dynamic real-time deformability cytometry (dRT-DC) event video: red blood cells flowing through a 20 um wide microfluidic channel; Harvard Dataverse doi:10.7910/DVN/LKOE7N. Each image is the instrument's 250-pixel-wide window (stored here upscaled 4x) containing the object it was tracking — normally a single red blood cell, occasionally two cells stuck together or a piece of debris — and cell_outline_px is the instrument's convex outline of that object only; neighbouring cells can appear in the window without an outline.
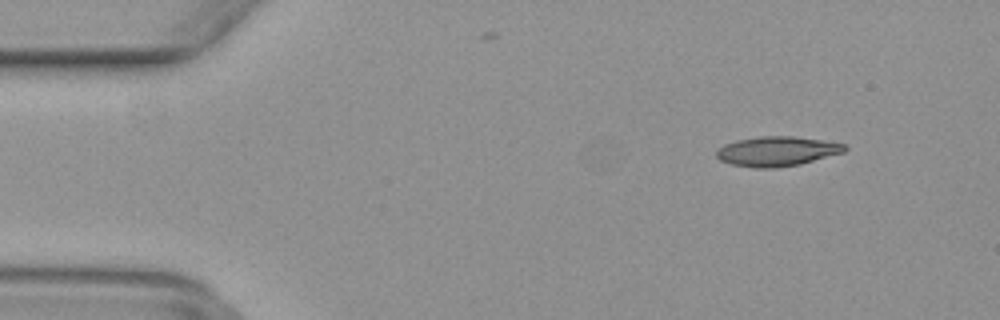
{"species": "common noctule bat (a hibernating species)", "species_latin": "Nyctalus noctula", "temperature_condition": "warm", "stored_images_in_passage": 48, "camera_frame_rate_fps": 3000, "um_per_image_px": 0.085, "animal": {"sex": "female", "body_mass_g": 29.2, "forearm_length_mm": 56.3}, "frame": {"image": 1, "passage_image": 4, "time_ms": 1.0, "image_size_px": [1000, 320], "cell_outline_px": [[848, 148], [844, 152], [800, 164], [776, 168], [756, 168], [732, 164], [720, 160], [716, 156], [716, 152], [724, 144], [736, 140], [760, 136], [792, 136], [820, 140], [844, 144]], "centroid_in_image_um": [66.03, 12.86], "position_along_channel_um": 19.0, "area_um2": 22.02}}
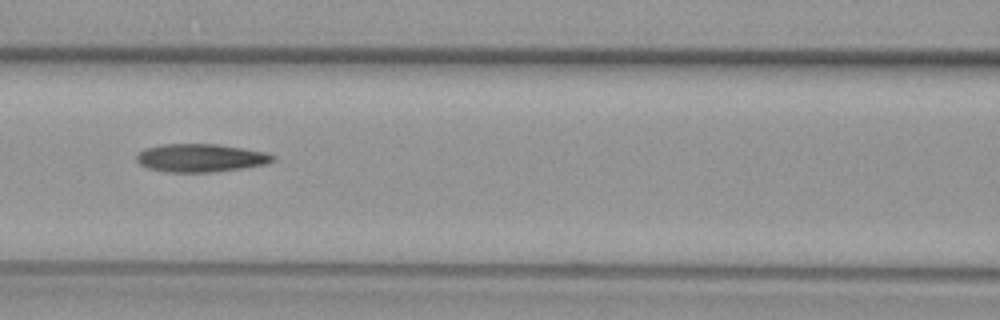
{"frame": {"image": 2, "passage_image": 20, "time_ms": 6.333, "image_size_px": [1000, 320], "cell_outline_px": [[276, 160], [268, 164], [244, 168], [212, 172], [168, 172], [148, 168], [140, 164], [136, 160], [136, 156], [144, 148], [164, 144], [220, 144], [244, 148], [264, 152], [276, 156]], "centroid_in_image_um": [17.09, 13.42], "position_along_channel_um": 149.5, "area_um2": 22.48}}
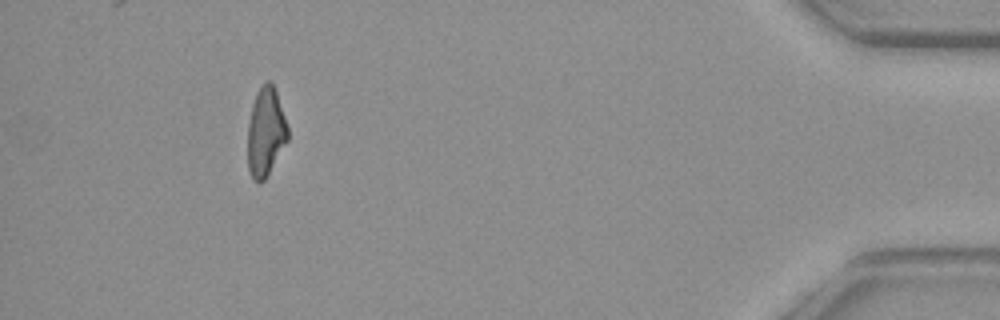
{"frame": {"image": 3, "passage_image": 44, "time_ms": 14.333, "image_size_px": [1000, 320], "cell_outline_px": [[288, 140], [264, 180], [260, 184], [252, 180], [248, 168], [248, 124], [252, 104], [256, 92], [268, 80], [272, 84], [276, 92], [288, 128]], "centroid_in_image_um": [22.57, 11.26], "position_along_channel_um": 412.6, "area_um2": 20.52}}